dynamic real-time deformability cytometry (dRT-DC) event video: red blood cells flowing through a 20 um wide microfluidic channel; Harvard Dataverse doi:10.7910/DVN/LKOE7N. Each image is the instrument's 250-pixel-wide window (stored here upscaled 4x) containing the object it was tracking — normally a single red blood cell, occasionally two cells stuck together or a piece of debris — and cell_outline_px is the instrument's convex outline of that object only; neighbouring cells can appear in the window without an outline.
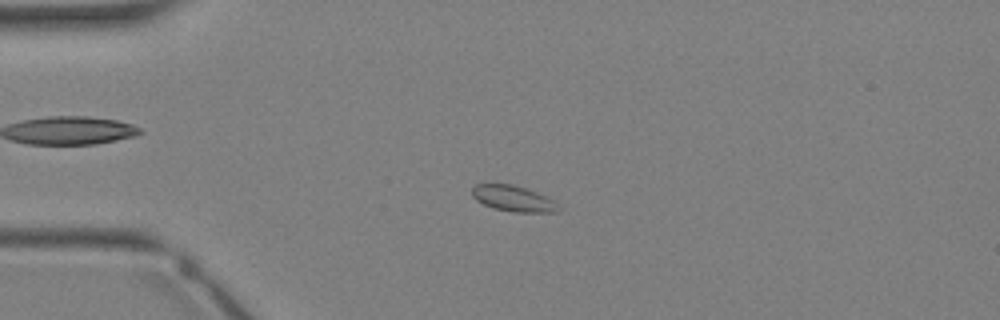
{"species": "Egyptian fruit bat (a non-hibernating species)", "species_latin": "Rousettus aegyptiacus", "temperature_condition": "warm", "stored_images_in_passage": 35, "camera_frame_rate_fps": 3000, "um_per_image_px": 0.085, "animal": {"sex": "female"}, "frame": {"image": 1, "passage_image": 9, "time_ms": 2.667, "image_size_px": [1000, 320], "cell_outline_px": [[560, 212], [512, 212], [492, 208], [476, 200], [472, 196], [472, 188], [476, 184], [512, 184], [536, 192], [556, 200], [560, 208]], "centroid_in_image_um": [43.66, 16.89], "position_along_channel_um": 41.3, "area_um2": 13.12}}
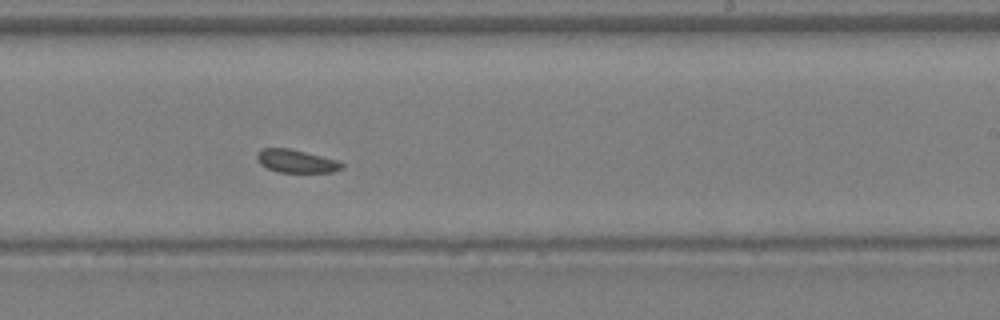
{"frame": {"image": 2, "passage_image": 22, "time_ms": 7.0, "image_size_px": [1000, 320], "cell_outline_px": [[344, 168], [332, 172], [280, 172], [268, 168], [260, 164], [256, 156], [256, 152], [260, 148], [288, 148], [340, 160], [344, 164]], "centroid_in_image_um": [25.2, 13.69], "position_along_channel_um": 263.8, "area_um2": 11.5}}
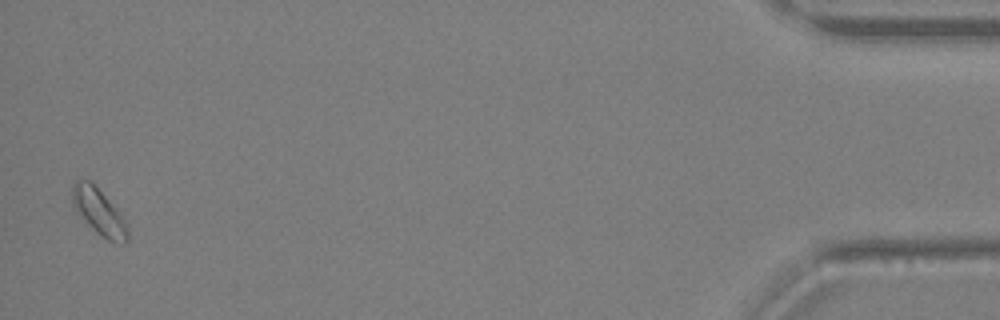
{"frame": {"image": 3, "passage_image": 35, "time_ms": 11.333, "image_size_px": [1000, 320], "cell_outline_px": [[128, 240], [124, 244], [108, 240], [96, 232], [76, 212], [72, 204], [72, 188], [76, 180], [88, 180], [116, 208], [128, 224]], "centroid_in_image_um": [8.41, 18.04], "position_along_channel_um": 426.8, "area_um2": 14.62}}